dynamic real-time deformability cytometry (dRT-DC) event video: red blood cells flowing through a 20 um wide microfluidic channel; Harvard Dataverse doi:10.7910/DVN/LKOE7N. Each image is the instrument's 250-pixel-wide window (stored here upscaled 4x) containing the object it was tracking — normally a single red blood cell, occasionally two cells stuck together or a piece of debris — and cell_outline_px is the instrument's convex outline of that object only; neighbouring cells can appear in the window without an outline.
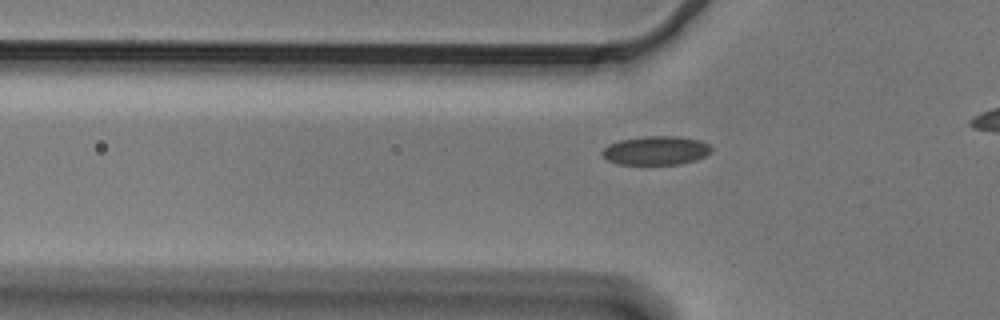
{"species": "Egyptian fruit bat (a non-hibernating species)", "species_latin": "Rousettus aegyptiacus", "temperature_condition": "cold", "stored_images_in_passage": 19, "camera_frame_rate_fps": 3000, "um_per_image_px": 0.085, "animal": {"sex": "male"}, "frame": {"image": 1, "passage_image": 9, "time_ms": 2.667, "image_size_px": [1000, 320], "cell_outline_px": [[712, 152], [696, 160], [680, 164], [620, 164], [608, 160], [600, 152], [608, 144], [620, 140], [644, 136], [676, 136], [700, 140], [708, 144], [712, 148]], "centroid_in_image_um": [55.77, 12.79], "position_along_channel_um": 70.0, "area_um2": 18.32}}
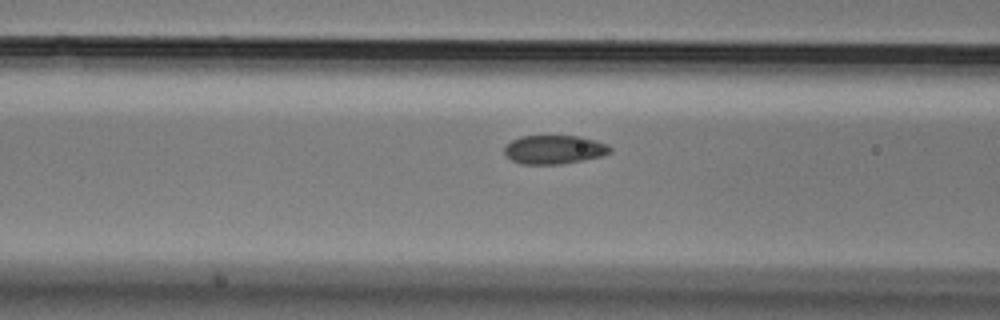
{"frame": {"image": 2, "passage_image": 13, "time_ms": 4.0, "image_size_px": [1000, 320], "cell_outline_px": [[612, 152], [604, 156], [584, 160], [560, 164], [520, 164], [512, 160], [504, 152], [504, 148], [512, 140], [520, 136], [580, 136], [596, 140], [608, 144], [612, 148]], "centroid_in_image_um": [47.16, 12.71], "position_along_channel_um": 119.4, "area_um2": 17.86}}
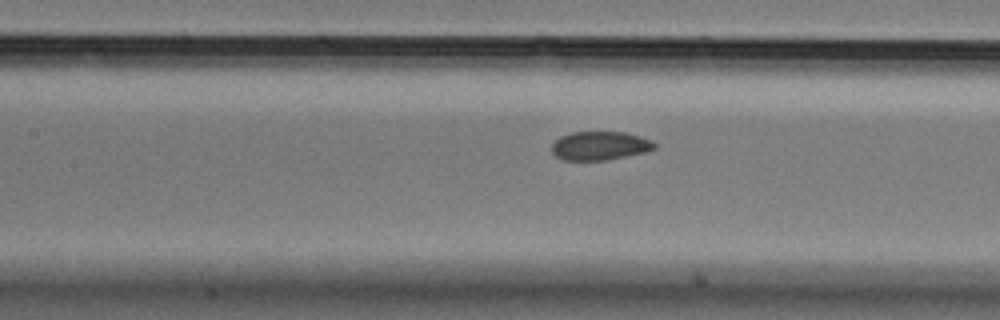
{"frame": {"image": 3, "passage_image": 16, "time_ms": 5.0, "image_size_px": [1000, 320], "cell_outline_px": [[656, 148], [644, 152], [608, 160], [564, 160], [556, 156], [552, 152], [552, 144], [560, 136], [572, 132], [624, 132], [640, 136], [652, 140], [656, 144]], "centroid_in_image_um": [50.99, 12.39], "position_along_channel_um": 156.4, "area_um2": 17.17}}